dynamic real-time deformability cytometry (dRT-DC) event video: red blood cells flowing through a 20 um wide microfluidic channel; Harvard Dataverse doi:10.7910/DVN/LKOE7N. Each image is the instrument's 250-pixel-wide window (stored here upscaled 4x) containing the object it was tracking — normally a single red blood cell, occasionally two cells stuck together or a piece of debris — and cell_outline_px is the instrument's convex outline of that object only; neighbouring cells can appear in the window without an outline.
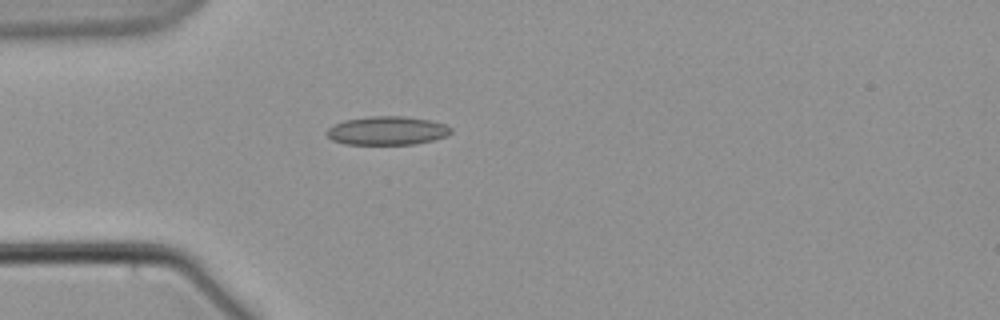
{"species": "common noctule bat (a hibernating species)", "species_latin": "Nyctalus noctula", "temperature_condition": "warm", "stored_images_in_passage": 6, "camera_frame_rate_fps": 3000, "um_per_image_px": 0.085, "animal": {"sex": "male", "body_mass_g": 21.5, "forearm_length_mm": 52.0}, "frame": {"image": 1, "passage_image": 6, "time_ms": 6.0, "image_size_px": [1000, 320], "cell_outline_px": [[452, 132], [448, 136], [416, 144], [344, 144], [332, 140], [324, 132], [328, 128], [344, 120], [372, 116], [404, 116], [428, 120], [444, 124], [452, 128]], "centroid_in_image_um": [32.91, 11.11], "position_along_channel_um": 52.1, "area_um2": 20.69}}